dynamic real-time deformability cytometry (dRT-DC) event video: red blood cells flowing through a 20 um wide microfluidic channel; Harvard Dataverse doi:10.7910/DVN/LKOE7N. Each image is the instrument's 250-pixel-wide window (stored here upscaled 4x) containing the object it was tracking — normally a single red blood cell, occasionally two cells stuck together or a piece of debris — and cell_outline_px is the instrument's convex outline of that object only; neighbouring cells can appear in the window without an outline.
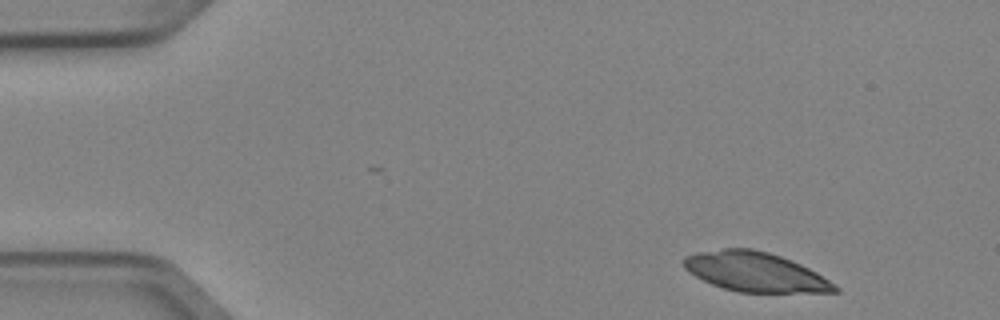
{"species": "Egyptian fruit bat (a non-hibernating species)", "species_latin": "Rousettus aegyptiacus", "temperature_condition": "cold", "stored_images_in_passage": 5, "segment_of_instrument_passage": [2, 2], "camera_frame_rate_fps": 3000, "um_per_image_px": 0.085, "animal": {"sex": "female"}, "frame": {"image": 1, "passage_image": 5, "time_ms": 1.333, "image_size_px": [1000, 320], "cell_outline_px": [[840, 292], [736, 292], [712, 284], [688, 272], [684, 268], [684, 256], [696, 252], [724, 248], [752, 248], [768, 252], [792, 260], [816, 272], [836, 284], [840, 288]], "centroid_in_image_um": [64.2, 23.11], "position_along_channel_um": 20.8, "area_um2": 34.74}}